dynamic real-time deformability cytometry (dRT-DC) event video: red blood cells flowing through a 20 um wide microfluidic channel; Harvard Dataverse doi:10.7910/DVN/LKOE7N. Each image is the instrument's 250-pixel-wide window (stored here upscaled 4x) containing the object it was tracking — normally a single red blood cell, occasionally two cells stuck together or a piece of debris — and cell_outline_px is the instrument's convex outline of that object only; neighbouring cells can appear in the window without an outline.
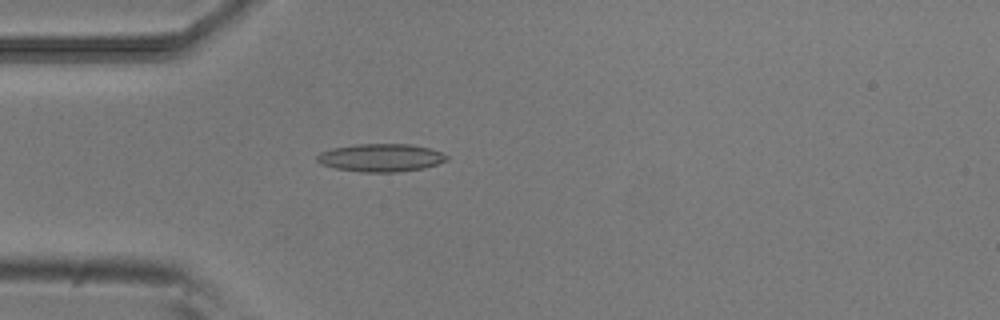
{"species": "common noctule bat (a hibernating species)", "species_latin": "Nyctalus noctula", "temperature_condition": "room temperature", "stored_images_in_passage": 40, "camera_frame_rate_fps": 3000, "um_per_image_px": 0.085, "animal": {"sex": "male", "body_mass_g": 20.5, "forearm_length_mm": 52.5}, "frame": {"image": 1, "passage_image": 3, "time_ms": 0.667, "image_size_px": [1000, 320], "cell_outline_px": [[448, 160], [424, 168], [400, 172], [360, 172], [336, 168], [320, 164], [316, 160], [316, 156], [320, 152], [332, 148], [356, 144], [408, 144], [428, 148], [440, 152], [448, 156]], "centroid_in_image_um": [32.34, 13.41], "position_along_channel_um": 52.7, "area_um2": 21.1}}
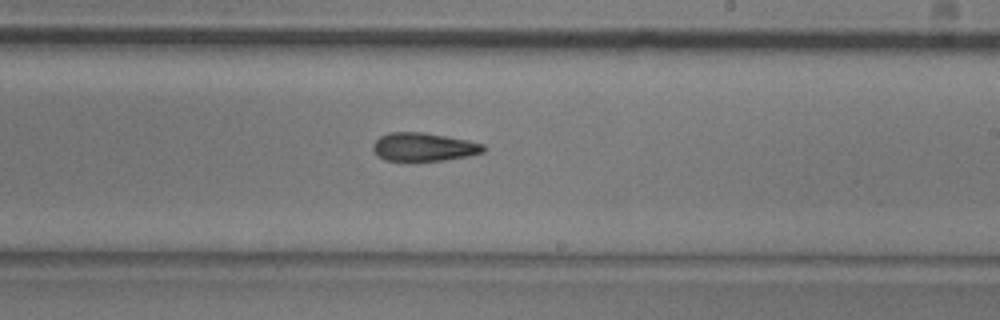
{"frame": {"image": 2, "passage_image": 19, "time_ms": 6.0, "image_size_px": [1000, 320], "cell_outline_px": [[488, 148], [484, 152], [468, 156], [444, 160], [384, 160], [376, 156], [372, 148], [372, 144], [380, 136], [388, 132], [424, 132], [468, 140], [484, 144]], "centroid_in_image_um": [36.02, 12.48], "position_along_channel_um": 253.0, "area_um2": 18.38}}
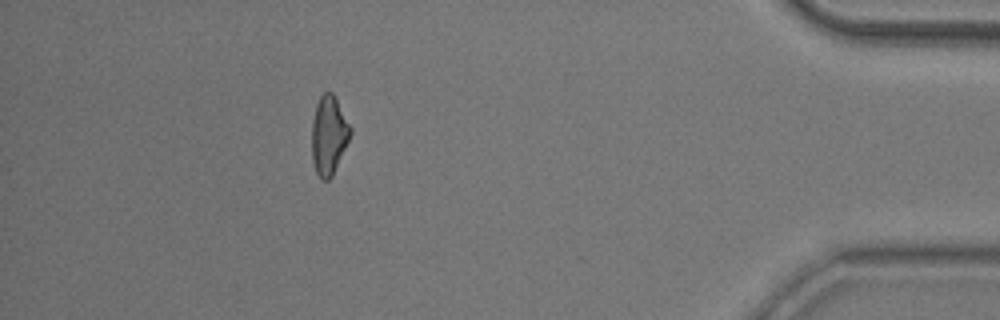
{"frame": {"image": 3, "passage_image": 35, "time_ms": 11.333, "image_size_px": [1000, 320], "cell_outline_px": [[352, 132], [332, 176], [328, 180], [320, 180], [316, 172], [312, 160], [312, 120], [316, 104], [320, 96], [324, 92], [332, 92], [352, 128]], "centroid_in_image_um": [27.93, 11.5], "position_along_channel_um": 407.3, "area_um2": 17.63}, "authors_computed_cell_mechanics": {"area_um2": 18.4382, "velocity_mm_per_s": 3.8721, "shape_relaxation_time_tau1_ms": null, "shape_relaxation_time_tau2_ms": 7.2977, "deformation_change_tau1": null, "deformation_change_tau2": 0.2037}}